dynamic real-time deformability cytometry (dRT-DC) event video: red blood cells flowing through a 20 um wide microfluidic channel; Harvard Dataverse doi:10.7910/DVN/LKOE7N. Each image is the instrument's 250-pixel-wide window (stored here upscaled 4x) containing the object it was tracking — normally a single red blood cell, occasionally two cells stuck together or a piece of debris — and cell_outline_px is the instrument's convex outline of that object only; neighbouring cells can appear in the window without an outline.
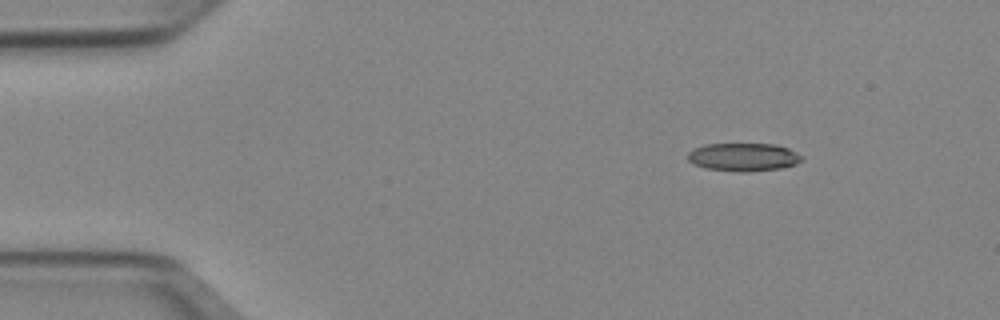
{"species": "Egyptian fruit bat (a non-hibernating species)", "species_latin": "Rousettus aegyptiacus", "temperature_condition": "cold", "stored_images_in_passage": 45, "camera_frame_rate_fps": 3000, "um_per_image_px": 0.085, "animal": {"sex": "female"}, "frame": {"image": 1, "passage_image": 1, "time_ms": 0.0, "image_size_px": [1000, 320], "cell_outline_px": [[804, 160], [796, 164], [780, 168], [748, 172], [740, 172], [704, 168], [688, 160], [688, 152], [692, 148], [704, 144], [776, 144], [788, 148], [804, 156]], "centroid_in_image_um": [63.21, 13.34], "position_along_channel_um": 21.8, "area_um2": 18.84}}
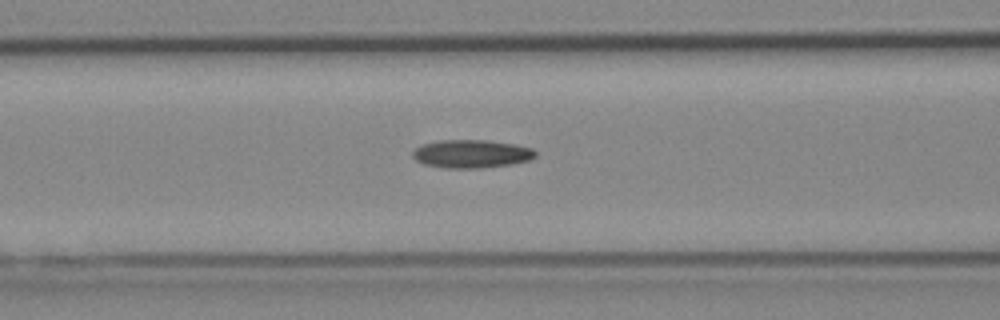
{"frame": {"image": 2, "passage_image": 15, "time_ms": 4.667, "image_size_px": [1000, 320], "cell_outline_px": [[536, 156], [532, 160], [512, 164], [480, 168], [444, 168], [424, 164], [416, 160], [412, 156], [412, 152], [420, 144], [440, 140], [488, 140], [512, 144], [532, 148], [536, 152]], "centroid_in_image_um": [40.07, 13.08], "position_along_channel_um": 126.5, "area_um2": 20.29}}
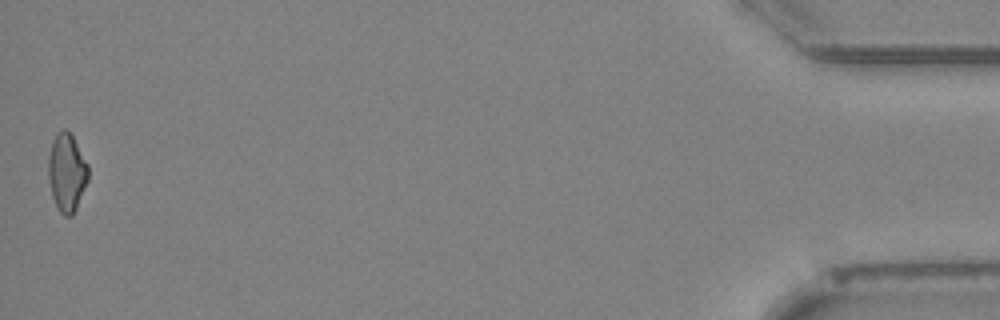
{"frame": {"image": 3, "passage_image": 45, "time_ms": 14.667, "image_size_px": [1000, 320], "cell_outline_px": [[88, 180], [76, 208], [72, 216], [64, 216], [60, 212], [52, 196], [48, 176], [48, 160], [52, 140], [56, 132], [64, 128], [68, 128], [88, 164]], "centroid_in_image_um": [5.67, 14.62], "position_along_channel_um": 429.5, "area_um2": 18.21}}